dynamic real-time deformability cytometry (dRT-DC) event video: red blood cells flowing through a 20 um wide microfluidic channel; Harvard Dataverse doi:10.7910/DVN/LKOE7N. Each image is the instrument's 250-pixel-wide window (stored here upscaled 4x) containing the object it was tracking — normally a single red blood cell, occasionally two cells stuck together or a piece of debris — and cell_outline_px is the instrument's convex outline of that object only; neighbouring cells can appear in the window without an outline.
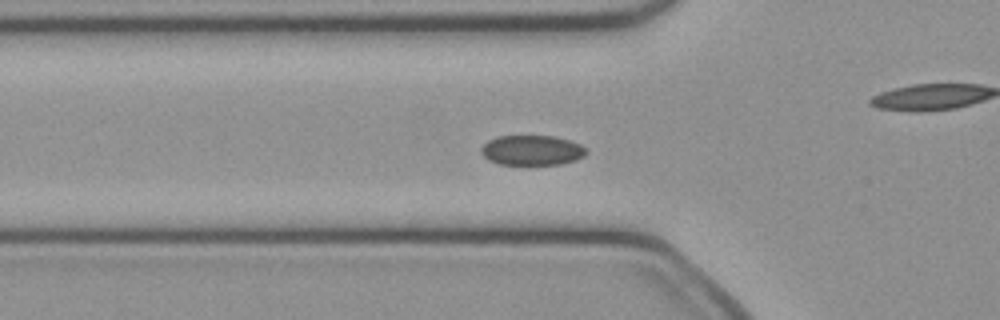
{"species": "common noctule bat (a hibernating species)", "species_latin": "Nyctalus noctula", "temperature_condition": "cold", "stored_images_in_passage": 51, "camera_frame_rate_fps": 3000, "um_per_image_px": 0.085, "animal": {"sex": "female", "body_mass_g": 21.9}, "frame": {"image": 1, "passage_image": 17, "time_ms": 5.333, "image_size_px": [1000, 320], "cell_outline_px": [[588, 152], [584, 156], [576, 160], [560, 164], [500, 164], [488, 160], [480, 152], [480, 148], [488, 140], [496, 136], [552, 136], [568, 140], [580, 144], [588, 148]], "centroid_in_image_um": [45.22, 12.77], "position_along_channel_um": 80.6, "area_um2": 18.44}}
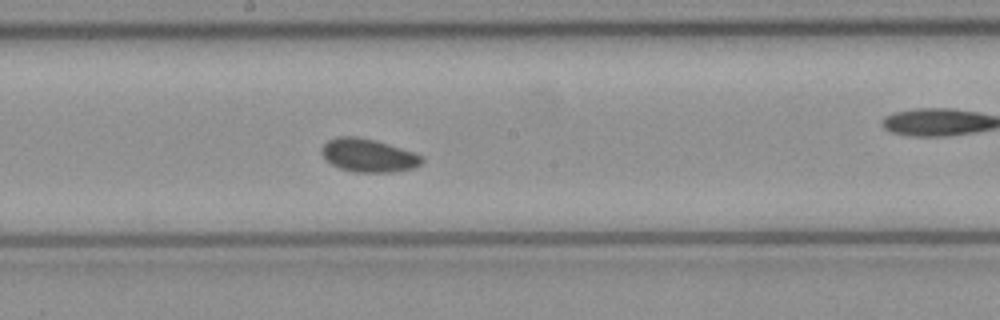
{"frame": {"image": 2, "passage_image": 27, "time_ms": 8.667, "image_size_px": [1000, 320], "cell_outline_px": [[424, 160], [416, 168], [392, 172], [356, 172], [340, 168], [332, 164], [320, 152], [320, 148], [328, 140], [340, 136], [356, 136], [388, 144], [424, 156]], "centroid_in_image_um": [31.32, 13.21], "position_along_channel_um": 216.9, "area_um2": 19.25}}
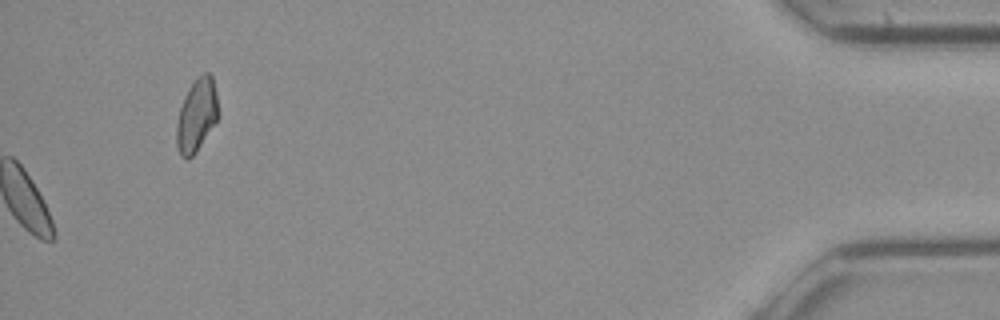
{"frame": {"image": 3, "passage_image": 51, "time_ms": 16.667, "image_size_px": [1000, 320], "cell_outline_px": [[220, 116], [196, 152], [188, 160], [184, 160], [180, 156], [176, 144], [176, 124], [180, 108], [184, 96], [188, 88], [196, 76], [204, 72], [208, 72], [212, 76], [216, 92]], "centroid_in_image_um": [16.72, 9.8], "position_along_channel_um": 418.5, "area_um2": 18.15}, "authors_computed_cell_mechanics": {"area_um2": 18.9584, "velocity_mm_per_s": 4.0663, "shape_relaxation_time_tau1_ms": 0.2871, "shape_relaxation_time_tau2_ms": null, "deformation_change_tau1": 0.0328, "deformation_change_tau2": null}}